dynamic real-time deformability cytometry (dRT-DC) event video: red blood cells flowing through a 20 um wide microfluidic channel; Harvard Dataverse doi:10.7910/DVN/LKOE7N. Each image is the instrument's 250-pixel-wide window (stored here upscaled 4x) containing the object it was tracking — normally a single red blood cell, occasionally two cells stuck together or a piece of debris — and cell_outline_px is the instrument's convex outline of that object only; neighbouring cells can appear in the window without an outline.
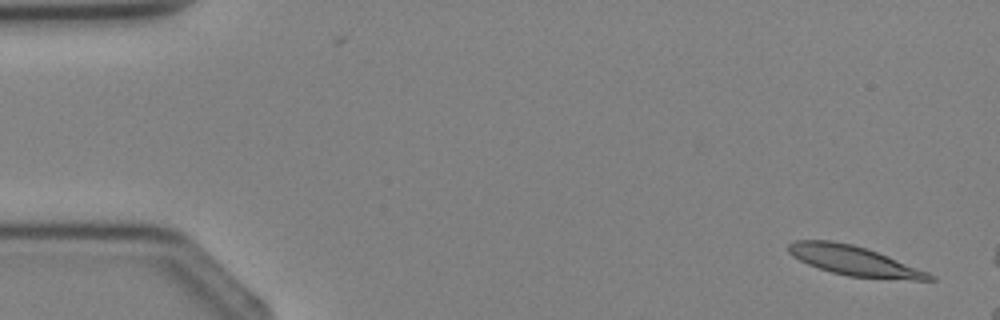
{"species": "Egyptian fruit bat (a non-hibernating species)", "species_latin": "Rousettus aegyptiacus", "temperature_condition": "cold", "stored_images_in_passage": 3, "camera_frame_rate_fps": 3000, "um_per_image_px": 0.085, "animal": {"sex": "female"}, "frame": {"image": 1, "passage_image": 1, "time_ms": 0.0, "image_size_px": [1000, 320], "cell_outline_px": [[936, 280], [912, 280], [848, 276], [832, 272], [808, 264], [792, 256], [788, 252], [788, 244], [796, 240], [828, 240], [852, 244], [888, 256], [928, 272], [936, 276]], "centroid_in_image_um": [72.6, 22.17], "position_along_channel_um": 12.4, "area_um2": 24.04}}